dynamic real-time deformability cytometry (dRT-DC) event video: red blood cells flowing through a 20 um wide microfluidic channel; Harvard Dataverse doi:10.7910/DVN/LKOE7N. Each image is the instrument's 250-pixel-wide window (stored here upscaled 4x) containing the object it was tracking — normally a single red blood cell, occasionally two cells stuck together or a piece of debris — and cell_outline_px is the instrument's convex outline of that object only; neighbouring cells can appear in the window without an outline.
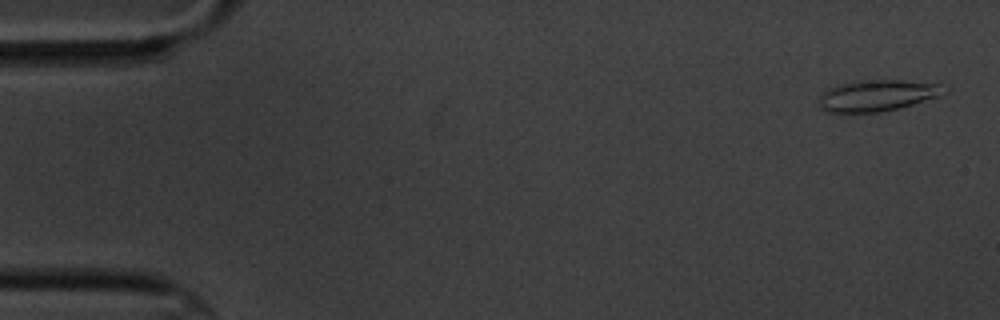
{"species": "common noctule bat (a hibernating species)", "species_latin": "Nyctalus noctula", "temperature_condition": "cold", "stored_images_in_passage": 5, "camera_frame_rate_fps": 3000, "um_per_image_px": 0.085, "animal": {"sex": "male", "body_mass_g": 20.1, "forearm_length_mm": 53.5}, "frame": {"image": 1, "passage_image": 1, "time_ms": 0.0, "image_size_px": [1000, 320], "cell_outline_px": [[952, 88], [948, 92], [940, 96], [900, 108], [880, 112], [824, 112], [816, 104], [816, 100], [828, 88], [840, 84], [876, 80], [904, 80], [940, 84]], "centroid_in_image_um": [74.61, 8.13], "position_along_channel_um": 10.4, "area_um2": 23.06}}
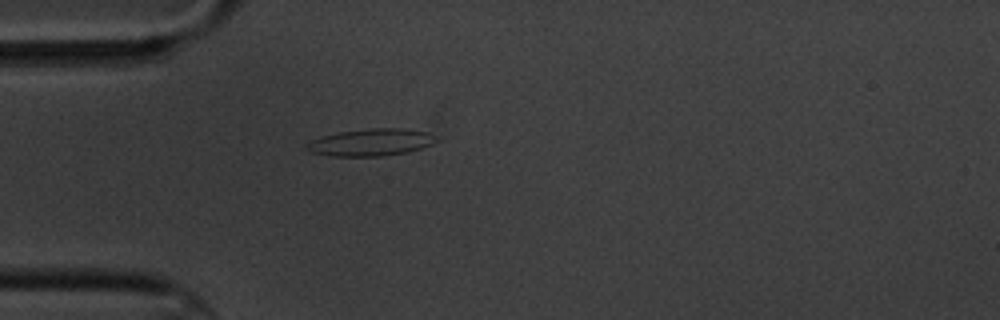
{"frame": {"image": 2, "passage_image": 5, "time_ms": 4.667, "image_size_px": [1000, 320], "cell_outline_px": [[440, 140], [432, 144], [408, 152], [384, 156], [332, 156], [308, 152], [304, 148], [304, 144], [320, 136], [340, 132], [372, 128], [400, 128], [428, 132], [436, 136]], "centroid_in_image_um": [31.51, 12.1], "position_along_channel_um": 53.5, "area_um2": 20.69}}